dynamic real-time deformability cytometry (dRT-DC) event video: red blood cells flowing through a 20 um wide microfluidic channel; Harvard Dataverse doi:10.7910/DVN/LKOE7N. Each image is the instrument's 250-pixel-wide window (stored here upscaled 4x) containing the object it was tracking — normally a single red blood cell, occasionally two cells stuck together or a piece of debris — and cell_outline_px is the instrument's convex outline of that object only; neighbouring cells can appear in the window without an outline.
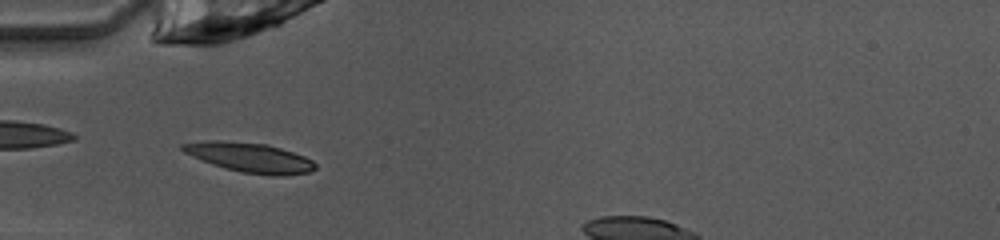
{"species": "common noctule bat (a hibernating species)", "species_latin": "Nyctalus noctula", "temperature_condition": "warm", "stored_images_in_passage": 31, "camera_frame_rate_fps": 3000, "um_per_image_px": 0.085, "animal": {"sex": "female", "body_mass_g": 10.0, "forearm_length_mm": 53.1}, "frame": {"image": 1, "passage_image": 2, "time_ms": 0.333, "image_size_px": [1000, 240], "cell_outline_px": [[316, 168], [308, 172], [284, 176], [272, 176], [240, 172], [212, 164], [192, 156], [184, 152], [180, 148], [180, 144], [208, 140], [220, 140], [268, 144], [304, 156], [312, 160], [316, 164]], "centroid_in_image_um": [21.23, 13.39], "position_along_channel_um": 63.8, "area_um2": 22.89}}
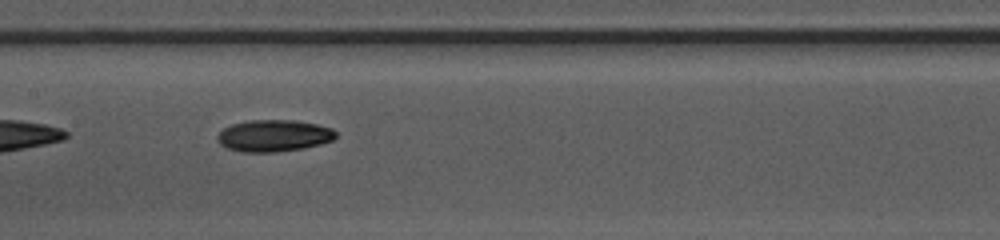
{"frame": {"image": 2, "passage_image": 11, "time_ms": 3.333, "image_size_px": [1000, 240], "cell_outline_px": [[336, 136], [332, 140], [320, 144], [304, 148], [272, 152], [240, 152], [228, 148], [220, 144], [216, 140], [216, 136], [224, 128], [232, 124], [248, 120], [296, 120], [316, 124], [332, 128], [336, 132]], "centroid_in_image_um": [23.25, 11.53], "position_along_channel_um": 184.1, "area_um2": 21.96}}
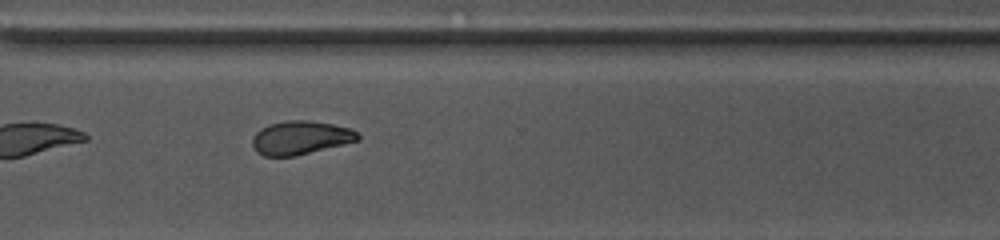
{"frame": {"image": 3, "passage_image": 23, "time_ms": 7.333, "image_size_px": [1000, 240], "cell_outline_px": [[360, 140], [296, 156], [264, 156], [256, 152], [252, 144], [252, 136], [260, 128], [268, 124], [288, 120], [308, 120], [332, 124], [352, 128], [360, 136]], "centroid_in_image_um": [25.53, 11.7], "position_along_channel_um": 345.1, "area_um2": 20.81}}